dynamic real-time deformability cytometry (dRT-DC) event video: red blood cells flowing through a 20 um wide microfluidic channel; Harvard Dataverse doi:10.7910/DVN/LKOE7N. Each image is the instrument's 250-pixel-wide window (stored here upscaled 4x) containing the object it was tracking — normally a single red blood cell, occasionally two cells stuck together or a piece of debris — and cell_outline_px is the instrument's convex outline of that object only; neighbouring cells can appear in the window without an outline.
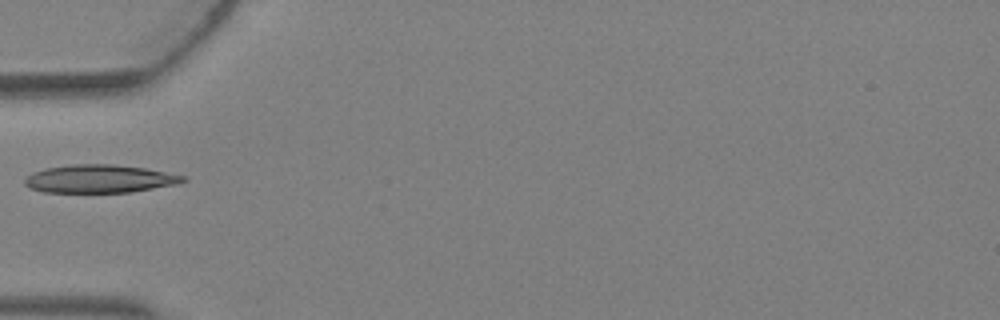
{"species": "Egyptian fruit bat (a non-hibernating species)", "species_latin": "Rousettus aegyptiacus", "temperature_condition": "warm", "stored_images_in_passage": 4, "camera_frame_rate_fps": 3000, "um_per_image_px": 0.085, "animal": {"sex": "female"}, "frame": {"image": 1, "passage_image": 4, "time_ms": 1.0, "image_size_px": [1000, 320], "cell_outline_px": [[188, 180], [172, 184], [132, 192], [44, 192], [32, 188], [24, 184], [24, 180], [32, 172], [44, 168], [72, 164], [112, 164], [144, 168], [188, 176]], "centroid_in_image_um": [8.45, 15.19], "position_along_channel_um": 76.6, "area_um2": 25.72}}